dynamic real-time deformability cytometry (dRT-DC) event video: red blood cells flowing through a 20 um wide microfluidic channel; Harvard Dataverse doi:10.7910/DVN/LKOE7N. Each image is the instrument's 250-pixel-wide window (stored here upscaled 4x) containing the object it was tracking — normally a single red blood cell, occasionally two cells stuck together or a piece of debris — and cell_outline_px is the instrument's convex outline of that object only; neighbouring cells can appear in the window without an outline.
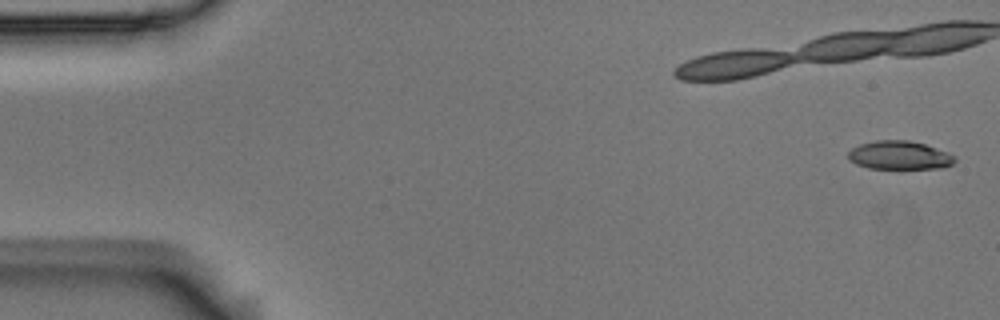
{"species": "Egyptian fruit bat (a non-hibernating species)", "species_latin": "Rousettus aegyptiacus", "temperature_condition": "room temperature", "stored_images_in_passage": 8, "camera_frame_rate_fps": 3000, "um_per_image_px": 0.085, "animal": {"sex": "male"}, "frame": {"image": 1, "passage_image": 1, "time_ms": 0.0, "image_size_px": [1000, 320], "cell_outline_px": [[956, 160], [952, 164], [944, 168], [868, 168], [856, 164], [848, 160], [848, 152], [852, 148], [860, 144], [876, 140], [908, 140], [924, 144], [948, 152], [956, 156]], "centroid_in_image_um": [76.46, 13.2], "position_along_channel_um": 8.5, "area_um2": 17.74}}
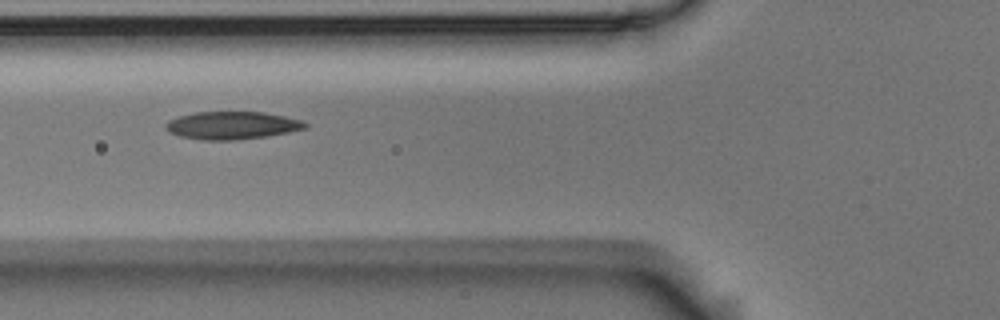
{"frame": {"image": 2, "passage_image": 7, "time_ms": 2.0, "image_size_px": [1000, 320], "cell_outline_px": [[308, 128], [268, 136], [236, 140], [200, 140], [180, 136], [168, 132], [164, 124], [168, 120], [180, 116], [196, 112], [264, 112], [284, 116], [300, 120], [308, 124]], "centroid_in_image_um": [19.71, 10.66], "position_along_channel_um": 106.1, "area_um2": 22.6}}
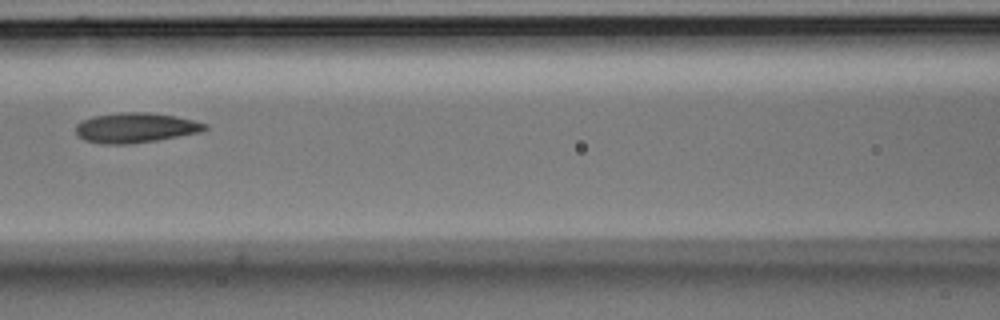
{"frame": {"image": 3, "passage_image": 8, "time_ms": 2.333, "image_size_px": [1000, 320], "cell_outline_px": [[208, 128], [204, 132], [156, 140], [128, 144], [104, 144], [84, 140], [76, 136], [76, 124], [80, 120], [92, 116], [120, 112], [148, 112], [172, 116], [192, 120], [208, 124]], "centroid_in_image_um": [11.49, 10.86], "position_along_channel_um": 155.1, "area_um2": 22.72}}